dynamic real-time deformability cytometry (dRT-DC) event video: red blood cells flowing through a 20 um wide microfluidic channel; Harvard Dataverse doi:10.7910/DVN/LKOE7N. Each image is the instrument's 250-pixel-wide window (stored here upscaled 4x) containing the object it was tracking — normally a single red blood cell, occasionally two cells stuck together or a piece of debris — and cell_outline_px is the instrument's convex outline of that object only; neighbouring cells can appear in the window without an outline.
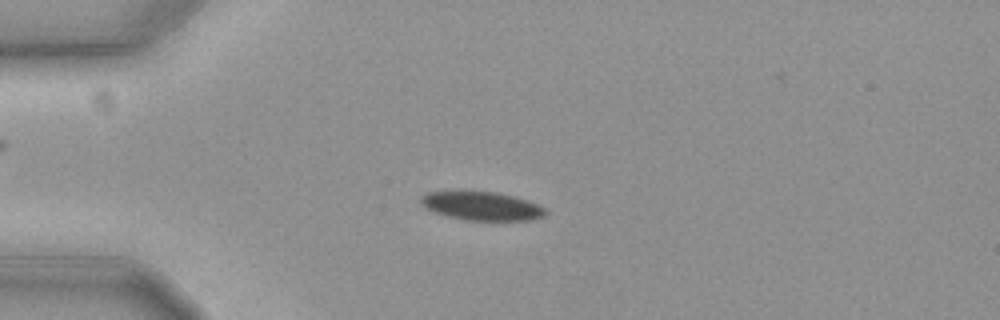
{"species": "common noctule bat (a hibernating species)", "species_latin": "Nyctalus noctula", "temperature_condition": "cold", "stored_images_in_passage": 58, "camera_frame_rate_fps": 3000, "um_per_image_px": 0.085, "animal": {"sex": "female", "body_mass_g": 19.3, "forearm_length_mm": 54.1}, "frame": {"image": 1, "passage_image": 15, "time_ms": 4.667, "image_size_px": [1000, 320], "cell_outline_px": [[548, 212], [544, 216], [528, 220], [464, 220], [432, 212], [420, 204], [420, 200], [428, 192], [460, 188], [496, 192], [516, 196], [528, 200], [544, 208]], "centroid_in_image_um": [40.88, 17.46], "position_along_channel_um": 44.1, "area_um2": 21.56}}
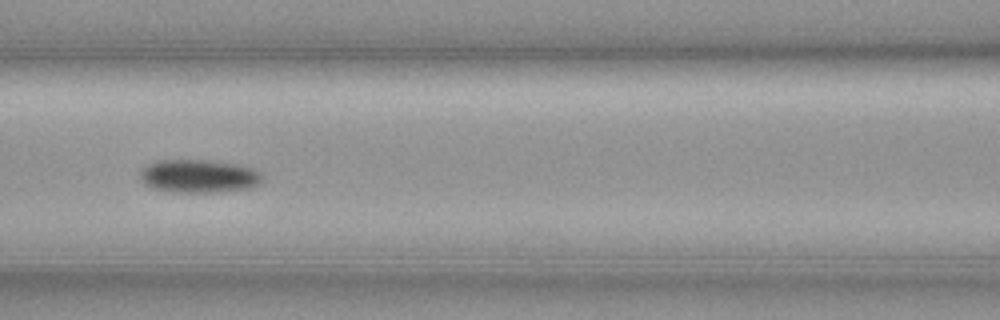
{"frame": {"image": 2, "passage_image": 26, "time_ms": 8.333, "image_size_px": [1000, 320], "cell_outline_px": [[264, 180], [252, 188], [216, 192], [172, 192], [152, 188], [144, 184], [140, 176], [140, 168], [156, 160], [208, 160], [240, 164], [252, 168], [260, 172]], "centroid_in_image_um": [16.9, 14.97], "position_along_channel_um": 149.7, "area_um2": 23.99}}
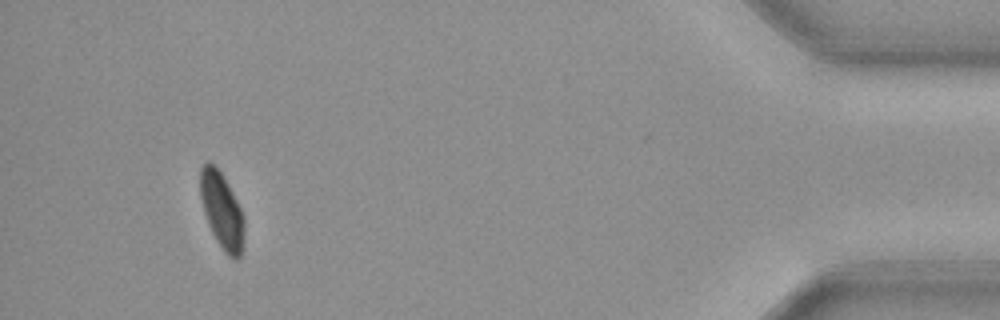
{"frame": {"image": 3, "passage_image": 54, "time_ms": 17.667, "image_size_px": [1000, 320], "cell_outline_px": [[244, 248], [240, 256], [236, 260], [228, 256], [224, 252], [216, 240], [208, 224], [204, 212], [200, 196], [200, 168], [208, 160], [224, 176], [244, 216]], "centroid_in_image_um": [18.87, 17.93], "position_along_channel_um": 416.3, "area_um2": 19.59}, "authors_computed_cell_mechanics": {"area_um2": 21.7328, "velocity_mm_per_s": 3.608, "shape_relaxation_time_tau1_ms": 5.8188, "shape_relaxation_time_tau2_ms": null, "deformation_change_tau1": 0.1275, "deformation_change_tau2": null}}